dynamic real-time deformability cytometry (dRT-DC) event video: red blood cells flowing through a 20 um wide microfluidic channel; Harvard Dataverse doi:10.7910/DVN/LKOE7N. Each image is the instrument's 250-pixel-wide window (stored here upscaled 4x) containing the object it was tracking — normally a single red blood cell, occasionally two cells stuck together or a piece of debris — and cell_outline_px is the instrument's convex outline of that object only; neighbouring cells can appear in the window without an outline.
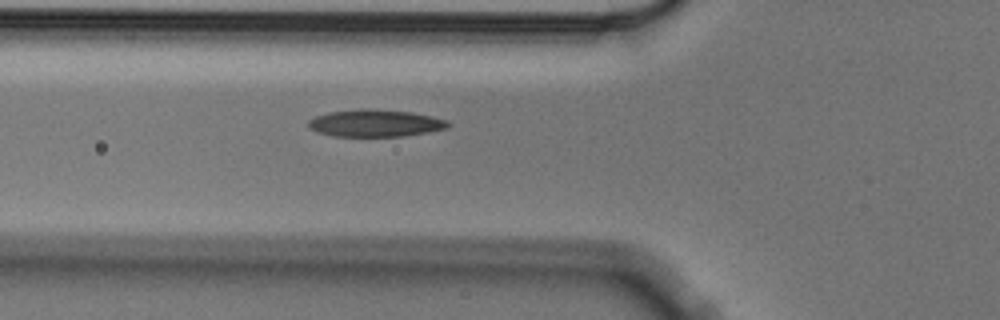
{"species": "Egyptian fruit bat (a non-hibernating species)", "species_latin": "Rousettus aegyptiacus", "temperature_condition": "cold", "stored_images_in_passage": 4, "camera_frame_rate_fps": 3000, "um_per_image_px": 0.085, "animal": {"sex": "male"}, "frame": {"image": 1, "passage_image": 4, "time_ms": 1.0, "image_size_px": [1000, 320], "cell_outline_px": [[452, 124], [448, 128], [428, 132], [404, 136], [332, 136], [320, 132], [312, 128], [308, 124], [308, 120], [316, 116], [328, 112], [360, 108], [368, 108], [412, 112], [432, 116], [448, 120]], "centroid_in_image_um": [31.95, 10.46], "position_along_channel_um": 93.8, "area_um2": 22.2}}